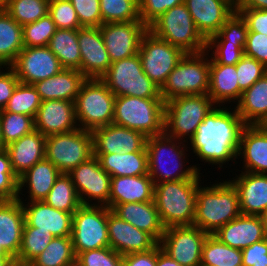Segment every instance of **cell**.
<instances>
[{"mask_svg": "<svg viewBox=\"0 0 267 266\" xmlns=\"http://www.w3.org/2000/svg\"><path fill=\"white\" fill-rule=\"evenodd\" d=\"M213 50L210 64L236 65L244 56V48L229 42H206V50Z\"/></svg>", "mask_w": 267, "mask_h": 266, "instance_id": "cell-52", "label": "cell"}, {"mask_svg": "<svg viewBox=\"0 0 267 266\" xmlns=\"http://www.w3.org/2000/svg\"><path fill=\"white\" fill-rule=\"evenodd\" d=\"M157 245L149 251L123 255V266H156Z\"/></svg>", "mask_w": 267, "mask_h": 266, "instance_id": "cell-59", "label": "cell"}, {"mask_svg": "<svg viewBox=\"0 0 267 266\" xmlns=\"http://www.w3.org/2000/svg\"><path fill=\"white\" fill-rule=\"evenodd\" d=\"M23 48L22 26L0 8V66H10Z\"/></svg>", "mask_w": 267, "mask_h": 266, "instance_id": "cell-36", "label": "cell"}, {"mask_svg": "<svg viewBox=\"0 0 267 266\" xmlns=\"http://www.w3.org/2000/svg\"><path fill=\"white\" fill-rule=\"evenodd\" d=\"M76 10L81 27H100L102 16L100 0H69Z\"/></svg>", "mask_w": 267, "mask_h": 266, "instance_id": "cell-53", "label": "cell"}, {"mask_svg": "<svg viewBox=\"0 0 267 266\" xmlns=\"http://www.w3.org/2000/svg\"><path fill=\"white\" fill-rule=\"evenodd\" d=\"M208 233L196 226L165 228L159 242L162 250L182 266H200L202 247Z\"/></svg>", "mask_w": 267, "mask_h": 266, "instance_id": "cell-14", "label": "cell"}, {"mask_svg": "<svg viewBox=\"0 0 267 266\" xmlns=\"http://www.w3.org/2000/svg\"><path fill=\"white\" fill-rule=\"evenodd\" d=\"M108 207L81 205L72 218V244L75 255L80 252L109 247Z\"/></svg>", "mask_w": 267, "mask_h": 266, "instance_id": "cell-12", "label": "cell"}, {"mask_svg": "<svg viewBox=\"0 0 267 266\" xmlns=\"http://www.w3.org/2000/svg\"><path fill=\"white\" fill-rule=\"evenodd\" d=\"M78 43L81 53L80 72L86 78L100 79L111 65L100 28L78 29Z\"/></svg>", "mask_w": 267, "mask_h": 266, "instance_id": "cell-20", "label": "cell"}, {"mask_svg": "<svg viewBox=\"0 0 267 266\" xmlns=\"http://www.w3.org/2000/svg\"><path fill=\"white\" fill-rule=\"evenodd\" d=\"M155 184L148 174L111 178L109 209L114 205L154 200Z\"/></svg>", "mask_w": 267, "mask_h": 266, "instance_id": "cell-28", "label": "cell"}, {"mask_svg": "<svg viewBox=\"0 0 267 266\" xmlns=\"http://www.w3.org/2000/svg\"><path fill=\"white\" fill-rule=\"evenodd\" d=\"M245 19L248 32H258L267 35V9H235Z\"/></svg>", "mask_w": 267, "mask_h": 266, "instance_id": "cell-57", "label": "cell"}, {"mask_svg": "<svg viewBox=\"0 0 267 266\" xmlns=\"http://www.w3.org/2000/svg\"><path fill=\"white\" fill-rule=\"evenodd\" d=\"M144 73L161 89L168 75L185 55L178 47L147 31L138 50Z\"/></svg>", "mask_w": 267, "mask_h": 266, "instance_id": "cell-13", "label": "cell"}, {"mask_svg": "<svg viewBox=\"0 0 267 266\" xmlns=\"http://www.w3.org/2000/svg\"><path fill=\"white\" fill-rule=\"evenodd\" d=\"M100 166L111 176H139L148 174L146 148L133 153L93 154Z\"/></svg>", "mask_w": 267, "mask_h": 266, "instance_id": "cell-34", "label": "cell"}, {"mask_svg": "<svg viewBox=\"0 0 267 266\" xmlns=\"http://www.w3.org/2000/svg\"><path fill=\"white\" fill-rule=\"evenodd\" d=\"M34 128L44 136L77 129L75 102L55 99L42 101L34 118Z\"/></svg>", "mask_w": 267, "mask_h": 266, "instance_id": "cell-23", "label": "cell"}, {"mask_svg": "<svg viewBox=\"0 0 267 266\" xmlns=\"http://www.w3.org/2000/svg\"><path fill=\"white\" fill-rule=\"evenodd\" d=\"M43 201L57 210L72 214L82 205L68 173H61L56 178L54 186Z\"/></svg>", "mask_w": 267, "mask_h": 266, "instance_id": "cell-39", "label": "cell"}, {"mask_svg": "<svg viewBox=\"0 0 267 266\" xmlns=\"http://www.w3.org/2000/svg\"><path fill=\"white\" fill-rule=\"evenodd\" d=\"M76 260L71 237H54L29 266H67Z\"/></svg>", "mask_w": 267, "mask_h": 266, "instance_id": "cell-40", "label": "cell"}, {"mask_svg": "<svg viewBox=\"0 0 267 266\" xmlns=\"http://www.w3.org/2000/svg\"><path fill=\"white\" fill-rule=\"evenodd\" d=\"M6 149V146L4 145L1 137V124H0V151Z\"/></svg>", "mask_w": 267, "mask_h": 266, "instance_id": "cell-64", "label": "cell"}, {"mask_svg": "<svg viewBox=\"0 0 267 266\" xmlns=\"http://www.w3.org/2000/svg\"><path fill=\"white\" fill-rule=\"evenodd\" d=\"M229 181L238 192L241 214L259 216L267 208V174L241 171Z\"/></svg>", "mask_w": 267, "mask_h": 266, "instance_id": "cell-25", "label": "cell"}, {"mask_svg": "<svg viewBox=\"0 0 267 266\" xmlns=\"http://www.w3.org/2000/svg\"><path fill=\"white\" fill-rule=\"evenodd\" d=\"M107 229L109 247L120 255L146 252L158 244L150 234L119 218L109 208Z\"/></svg>", "mask_w": 267, "mask_h": 266, "instance_id": "cell-19", "label": "cell"}, {"mask_svg": "<svg viewBox=\"0 0 267 266\" xmlns=\"http://www.w3.org/2000/svg\"><path fill=\"white\" fill-rule=\"evenodd\" d=\"M248 34V26L240 13L233 12L225 21L219 32L206 42H229L238 48H244Z\"/></svg>", "mask_w": 267, "mask_h": 266, "instance_id": "cell-46", "label": "cell"}, {"mask_svg": "<svg viewBox=\"0 0 267 266\" xmlns=\"http://www.w3.org/2000/svg\"><path fill=\"white\" fill-rule=\"evenodd\" d=\"M15 259L0 245V266H14Z\"/></svg>", "mask_w": 267, "mask_h": 266, "instance_id": "cell-62", "label": "cell"}, {"mask_svg": "<svg viewBox=\"0 0 267 266\" xmlns=\"http://www.w3.org/2000/svg\"><path fill=\"white\" fill-rule=\"evenodd\" d=\"M100 79L116 97L161 98L160 88L144 73L138 53L111 63Z\"/></svg>", "mask_w": 267, "mask_h": 266, "instance_id": "cell-10", "label": "cell"}, {"mask_svg": "<svg viewBox=\"0 0 267 266\" xmlns=\"http://www.w3.org/2000/svg\"><path fill=\"white\" fill-rule=\"evenodd\" d=\"M25 224L21 201H0V245L16 259Z\"/></svg>", "mask_w": 267, "mask_h": 266, "instance_id": "cell-31", "label": "cell"}, {"mask_svg": "<svg viewBox=\"0 0 267 266\" xmlns=\"http://www.w3.org/2000/svg\"><path fill=\"white\" fill-rule=\"evenodd\" d=\"M261 126L267 130V118L264 120V122L261 124Z\"/></svg>", "mask_w": 267, "mask_h": 266, "instance_id": "cell-67", "label": "cell"}, {"mask_svg": "<svg viewBox=\"0 0 267 266\" xmlns=\"http://www.w3.org/2000/svg\"><path fill=\"white\" fill-rule=\"evenodd\" d=\"M48 14L57 29L78 30L82 28L76 10L69 0H50Z\"/></svg>", "mask_w": 267, "mask_h": 266, "instance_id": "cell-49", "label": "cell"}, {"mask_svg": "<svg viewBox=\"0 0 267 266\" xmlns=\"http://www.w3.org/2000/svg\"><path fill=\"white\" fill-rule=\"evenodd\" d=\"M244 55L256 59L267 67V35L248 32Z\"/></svg>", "mask_w": 267, "mask_h": 266, "instance_id": "cell-55", "label": "cell"}, {"mask_svg": "<svg viewBox=\"0 0 267 266\" xmlns=\"http://www.w3.org/2000/svg\"><path fill=\"white\" fill-rule=\"evenodd\" d=\"M9 0H0V8H3Z\"/></svg>", "mask_w": 267, "mask_h": 266, "instance_id": "cell-65", "label": "cell"}, {"mask_svg": "<svg viewBox=\"0 0 267 266\" xmlns=\"http://www.w3.org/2000/svg\"><path fill=\"white\" fill-rule=\"evenodd\" d=\"M162 98L117 96L114 103L113 124L141 132L146 137L164 133Z\"/></svg>", "mask_w": 267, "mask_h": 266, "instance_id": "cell-5", "label": "cell"}, {"mask_svg": "<svg viewBox=\"0 0 267 266\" xmlns=\"http://www.w3.org/2000/svg\"><path fill=\"white\" fill-rule=\"evenodd\" d=\"M42 100L33 85L19 83L1 111L20 113L35 118Z\"/></svg>", "mask_w": 267, "mask_h": 266, "instance_id": "cell-43", "label": "cell"}, {"mask_svg": "<svg viewBox=\"0 0 267 266\" xmlns=\"http://www.w3.org/2000/svg\"><path fill=\"white\" fill-rule=\"evenodd\" d=\"M50 0H9L3 9L21 26L46 16Z\"/></svg>", "mask_w": 267, "mask_h": 266, "instance_id": "cell-42", "label": "cell"}, {"mask_svg": "<svg viewBox=\"0 0 267 266\" xmlns=\"http://www.w3.org/2000/svg\"><path fill=\"white\" fill-rule=\"evenodd\" d=\"M184 0H140L139 15L140 20L149 27L157 18L168 9L180 5Z\"/></svg>", "mask_w": 267, "mask_h": 266, "instance_id": "cell-54", "label": "cell"}, {"mask_svg": "<svg viewBox=\"0 0 267 266\" xmlns=\"http://www.w3.org/2000/svg\"><path fill=\"white\" fill-rule=\"evenodd\" d=\"M218 107L205 116L189 141L195 156L223 168V164L238 158L241 134L246 124L235 107Z\"/></svg>", "mask_w": 267, "mask_h": 266, "instance_id": "cell-1", "label": "cell"}, {"mask_svg": "<svg viewBox=\"0 0 267 266\" xmlns=\"http://www.w3.org/2000/svg\"><path fill=\"white\" fill-rule=\"evenodd\" d=\"M236 72L239 89L244 92L266 74L267 67L256 59L244 55L236 64Z\"/></svg>", "mask_w": 267, "mask_h": 266, "instance_id": "cell-50", "label": "cell"}, {"mask_svg": "<svg viewBox=\"0 0 267 266\" xmlns=\"http://www.w3.org/2000/svg\"><path fill=\"white\" fill-rule=\"evenodd\" d=\"M234 9H267V0H234Z\"/></svg>", "mask_w": 267, "mask_h": 266, "instance_id": "cell-60", "label": "cell"}, {"mask_svg": "<svg viewBox=\"0 0 267 266\" xmlns=\"http://www.w3.org/2000/svg\"><path fill=\"white\" fill-rule=\"evenodd\" d=\"M93 157V136L91 131L81 128L46 136L45 158L61 173H69L79 164Z\"/></svg>", "mask_w": 267, "mask_h": 266, "instance_id": "cell-11", "label": "cell"}, {"mask_svg": "<svg viewBox=\"0 0 267 266\" xmlns=\"http://www.w3.org/2000/svg\"><path fill=\"white\" fill-rule=\"evenodd\" d=\"M156 266H182L165 253L160 244H157V264Z\"/></svg>", "mask_w": 267, "mask_h": 266, "instance_id": "cell-61", "label": "cell"}, {"mask_svg": "<svg viewBox=\"0 0 267 266\" xmlns=\"http://www.w3.org/2000/svg\"><path fill=\"white\" fill-rule=\"evenodd\" d=\"M207 50L200 53H186L170 72L160 89V96L166 102L181 95L208 94L210 86V59Z\"/></svg>", "mask_w": 267, "mask_h": 266, "instance_id": "cell-6", "label": "cell"}, {"mask_svg": "<svg viewBox=\"0 0 267 266\" xmlns=\"http://www.w3.org/2000/svg\"><path fill=\"white\" fill-rule=\"evenodd\" d=\"M92 136L93 154L133 153L146 148L144 134L113 123L96 128Z\"/></svg>", "mask_w": 267, "mask_h": 266, "instance_id": "cell-18", "label": "cell"}, {"mask_svg": "<svg viewBox=\"0 0 267 266\" xmlns=\"http://www.w3.org/2000/svg\"><path fill=\"white\" fill-rule=\"evenodd\" d=\"M198 32L207 41L235 11L234 0H184Z\"/></svg>", "mask_w": 267, "mask_h": 266, "instance_id": "cell-21", "label": "cell"}, {"mask_svg": "<svg viewBox=\"0 0 267 266\" xmlns=\"http://www.w3.org/2000/svg\"><path fill=\"white\" fill-rule=\"evenodd\" d=\"M56 30V24L49 14L33 23L22 26L24 47L48 46Z\"/></svg>", "mask_w": 267, "mask_h": 266, "instance_id": "cell-47", "label": "cell"}, {"mask_svg": "<svg viewBox=\"0 0 267 266\" xmlns=\"http://www.w3.org/2000/svg\"><path fill=\"white\" fill-rule=\"evenodd\" d=\"M116 96L98 78H87L75 100L78 128L93 131L113 122Z\"/></svg>", "mask_w": 267, "mask_h": 266, "instance_id": "cell-8", "label": "cell"}, {"mask_svg": "<svg viewBox=\"0 0 267 266\" xmlns=\"http://www.w3.org/2000/svg\"><path fill=\"white\" fill-rule=\"evenodd\" d=\"M14 266H29V265H20V264H15Z\"/></svg>", "mask_w": 267, "mask_h": 266, "instance_id": "cell-68", "label": "cell"}, {"mask_svg": "<svg viewBox=\"0 0 267 266\" xmlns=\"http://www.w3.org/2000/svg\"><path fill=\"white\" fill-rule=\"evenodd\" d=\"M19 178L13 172L8 151H0V201H13L19 197Z\"/></svg>", "mask_w": 267, "mask_h": 266, "instance_id": "cell-48", "label": "cell"}, {"mask_svg": "<svg viewBox=\"0 0 267 266\" xmlns=\"http://www.w3.org/2000/svg\"><path fill=\"white\" fill-rule=\"evenodd\" d=\"M0 124L5 146L35 130L34 118L20 113L0 111Z\"/></svg>", "mask_w": 267, "mask_h": 266, "instance_id": "cell-45", "label": "cell"}, {"mask_svg": "<svg viewBox=\"0 0 267 266\" xmlns=\"http://www.w3.org/2000/svg\"><path fill=\"white\" fill-rule=\"evenodd\" d=\"M237 156H243L244 172L267 174V130L261 125H246Z\"/></svg>", "mask_w": 267, "mask_h": 266, "instance_id": "cell-26", "label": "cell"}, {"mask_svg": "<svg viewBox=\"0 0 267 266\" xmlns=\"http://www.w3.org/2000/svg\"><path fill=\"white\" fill-rule=\"evenodd\" d=\"M76 260L82 266H123V255L111 247L80 252Z\"/></svg>", "mask_w": 267, "mask_h": 266, "instance_id": "cell-51", "label": "cell"}, {"mask_svg": "<svg viewBox=\"0 0 267 266\" xmlns=\"http://www.w3.org/2000/svg\"><path fill=\"white\" fill-rule=\"evenodd\" d=\"M200 174L192 179L155 184L154 202L165 228L193 225Z\"/></svg>", "mask_w": 267, "mask_h": 266, "instance_id": "cell-4", "label": "cell"}, {"mask_svg": "<svg viewBox=\"0 0 267 266\" xmlns=\"http://www.w3.org/2000/svg\"><path fill=\"white\" fill-rule=\"evenodd\" d=\"M242 93L237 81L236 65L210 64L208 95L217 106H222L225 102L237 101V104Z\"/></svg>", "mask_w": 267, "mask_h": 266, "instance_id": "cell-33", "label": "cell"}, {"mask_svg": "<svg viewBox=\"0 0 267 266\" xmlns=\"http://www.w3.org/2000/svg\"><path fill=\"white\" fill-rule=\"evenodd\" d=\"M148 30L158 38L180 48L185 54L206 50V40L196 29L184 2L168 9L148 27Z\"/></svg>", "mask_w": 267, "mask_h": 266, "instance_id": "cell-9", "label": "cell"}, {"mask_svg": "<svg viewBox=\"0 0 267 266\" xmlns=\"http://www.w3.org/2000/svg\"><path fill=\"white\" fill-rule=\"evenodd\" d=\"M242 266H267V238L242 249Z\"/></svg>", "mask_w": 267, "mask_h": 266, "instance_id": "cell-56", "label": "cell"}, {"mask_svg": "<svg viewBox=\"0 0 267 266\" xmlns=\"http://www.w3.org/2000/svg\"><path fill=\"white\" fill-rule=\"evenodd\" d=\"M259 216L264 226V231L267 238V208Z\"/></svg>", "mask_w": 267, "mask_h": 266, "instance_id": "cell-63", "label": "cell"}, {"mask_svg": "<svg viewBox=\"0 0 267 266\" xmlns=\"http://www.w3.org/2000/svg\"><path fill=\"white\" fill-rule=\"evenodd\" d=\"M67 266H82L77 260L72 262L71 264H68Z\"/></svg>", "mask_w": 267, "mask_h": 266, "instance_id": "cell-66", "label": "cell"}, {"mask_svg": "<svg viewBox=\"0 0 267 266\" xmlns=\"http://www.w3.org/2000/svg\"><path fill=\"white\" fill-rule=\"evenodd\" d=\"M45 141L46 136L33 130L6 146L11 167L18 178L45 158Z\"/></svg>", "mask_w": 267, "mask_h": 266, "instance_id": "cell-29", "label": "cell"}, {"mask_svg": "<svg viewBox=\"0 0 267 266\" xmlns=\"http://www.w3.org/2000/svg\"><path fill=\"white\" fill-rule=\"evenodd\" d=\"M240 214L238 192L229 180L209 187L199 185L193 226L214 234Z\"/></svg>", "mask_w": 267, "mask_h": 266, "instance_id": "cell-2", "label": "cell"}, {"mask_svg": "<svg viewBox=\"0 0 267 266\" xmlns=\"http://www.w3.org/2000/svg\"><path fill=\"white\" fill-rule=\"evenodd\" d=\"M110 210L132 226L150 234L158 243L161 241L165 227L162 224L154 200L118 204Z\"/></svg>", "mask_w": 267, "mask_h": 266, "instance_id": "cell-27", "label": "cell"}, {"mask_svg": "<svg viewBox=\"0 0 267 266\" xmlns=\"http://www.w3.org/2000/svg\"><path fill=\"white\" fill-rule=\"evenodd\" d=\"M87 78L77 69L63 68L58 74L33 84L42 101L75 102L81 85Z\"/></svg>", "mask_w": 267, "mask_h": 266, "instance_id": "cell-30", "label": "cell"}, {"mask_svg": "<svg viewBox=\"0 0 267 266\" xmlns=\"http://www.w3.org/2000/svg\"><path fill=\"white\" fill-rule=\"evenodd\" d=\"M10 67L19 82L28 85L50 78L63 69L48 46L24 47Z\"/></svg>", "mask_w": 267, "mask_h": 266, "instance_id": "cell-16", "label": "cell"}, {"mask_svg": "<svg viewBox=\"0 0 267 266\" xmlns=\"http://www.w3.org/2000/svg\"><path fill=\"white\" fill-rule=\"evenodd\" d=\"M54 237L49 231L37 230L35 227L24 226L22 242L16 264L28 265L35 257L45 250Z\"/></svg>", "mask_w": 267, "mask_h": 266, "instance_id": "cell-41", "label": "cell"}, {"mask_svg": "<svg viewBox=\"0 0 267 266\" xmlns=\"http://www.w3.org/2000/svg\"><path fill=\"white\" fill-rule=\"evenodd\" d=\"M0 66V111L4 109L8 100L13 95L16 86L20 83L14 70L10 67H6V72L1 71ZM8 69V70H7Z\"/></svg>", "mask_w": 267, "mask_h": 266, "instance_id": "cell-58", "label": "cell"}, {"mask_svg": "<svg viewBox=\"0 0 267 266\" xmlns=\"http://www.w3.org/2000/svg\"><path fill=\"white\" fill-rule=\"evenodd\" d=\"M60 174L61 172L58 168L48 159L44 158L19 177V195L22 194L21 189L27 185L26 187L29 186V191L27 192L29 193V202L43 201Z\"/></svg>", "mask_w": 267, "mask_h": 266, "instance_id": "cell-32", "label": "cell"}, {"mask_svg": "<svg viewBox=\"0 0 267 266\" xmlns=\"http://www.w3.org/2000/svg\"><path fill=\"white\" fill-rule=\"evenodd\" d=\"M182 141L188 144L185 139L179 140L165 133L147 137L148 175L154 184L192 179L198 172L200 173L197 165L186 166L189 162H184L187 154L185 149H190V147H187V144L184 145Z\"/></svg>", "mask_w": 267, "mask_h": 266, "instance_id": "cell-3", "label": "cell"}, {"mask_svg": "<svg viewBox=\"0 0 267 266\" xmlns=\"http://www.w3.org/2000/svg\"><path fill=\"white\" fill-rule=\"evenodd\" d=\"M68 174L72 179L82 205H91L92 200H97L95 202H98L97 205L109 208L112 177L100 166L95 156L79 164Z\"/></svg>", "mask_w": 267, "mask_h": 266, "instance_id": "cell-15", "label": "cell"}, {"mask_svg": "<svg viewBox=\"0 0 267 266\" xmlns=\"http://www.w3.org/2000/svg\"><path fill=\"white\" fill-rule=\"evenodd\" d=\"M99 28L111 63L137 54L148 31L142 21L103 23Z\"/></svg>", "mask_w": 267, "mask_h": 266, "instance_id": "cell-17", "label": "cell"}, {"mask_svg": "<svg viewBox=\"0 0 267 266\" xmlns=\"http://www.w3.org/2000/svg\"><path fill=\"white\" fill-rule=\"evenodd\" d=\"M200 266H242V250L223 244L213 234H208L202 247Z\"/></svg>", "mask_w": 267, "mask_h": 266, "instance_id": "cell-38", "label": "cell"}, {"mask_svg": "<svg viewBox=\"0 0 267 266\" xmlns=\"http://www.w3.org/2000/svg\"><path fill=\"white\" fill-rule=\"evenodd\" d=\"M24 211V226H31L37 230L49 231L53 237H71L72 235V213L57 210L47 205L44 201L25 202L20 195Z\"/></svg>", "mask_w": 267, "mask_h": 266, "instance_id": "cell-22", "label": "cell"}, {"mask_svg": "<svg viewBox=\"0 0 267 266\" xmlns=\"http://www.w3.org/2000/svg\"><path fill=\"white\" fill-rule=\"evenodd\" d=\"M214 106L216 104L208 94L169 99L164 108V133L179 140L190 139Z\"/></svg>", "mask_w": 267, "mask_h": 266, "instance_id": "cell-7", "label": "cell"}, {"mask_svg": "<svg viewBox=\"0 0 267 266\" xmlns=\"http://www.w3.org/2000/svg\"><path fill=\"white\" fill-rule=\"evenodd\" d=\"M48 48L55 54L63 68L80 71L78 30L57 29L49 41Z\"/></svg>", "mask_w": 267, "mask_h": 266, "instance_id": "cell-37", "label": "cell"}, {"mask_svg": "<svg viewBox=\"0 0 267 266\" xmlns=\"http://www.w3.org/2000/svg\"><path fill=\"white\" fill-rule=\"evenodd\" d=\"M246 125H261L267 118V72L242 93L235 106Z\"/></svg>", "mask_w": 267, "mask_h": 266, "instance_id": "cell-35", "label": "cell"}, {"mask_svg": "<svg viewBox=\"0 0 267 266\" xmlns=\"http://www.w3.org/2000/svg\"><path fill=\"white\" fill-rule=\"evenodd\" d=\"M103 23L141 21L138 0H100Z\"/></svg>", "mask_w": 267, "mask_h": 266, "instance_id": "cell-44", "label": "cell"}, {"mask_svg": "<svg viewBox=\"0 0 267 266\" xmlns=\"http://www.w3.org/2000/svg\"><path fill=\"white\" fill-rule=\"evenodd\" d=\"M223 244L242 250L266 238L260 216L240 214L214 234Z\"/></svg>", "mask_w": 267, "mask_h": 266, "instance_id": "cell-24", "label": "cell"}]
</instances>
